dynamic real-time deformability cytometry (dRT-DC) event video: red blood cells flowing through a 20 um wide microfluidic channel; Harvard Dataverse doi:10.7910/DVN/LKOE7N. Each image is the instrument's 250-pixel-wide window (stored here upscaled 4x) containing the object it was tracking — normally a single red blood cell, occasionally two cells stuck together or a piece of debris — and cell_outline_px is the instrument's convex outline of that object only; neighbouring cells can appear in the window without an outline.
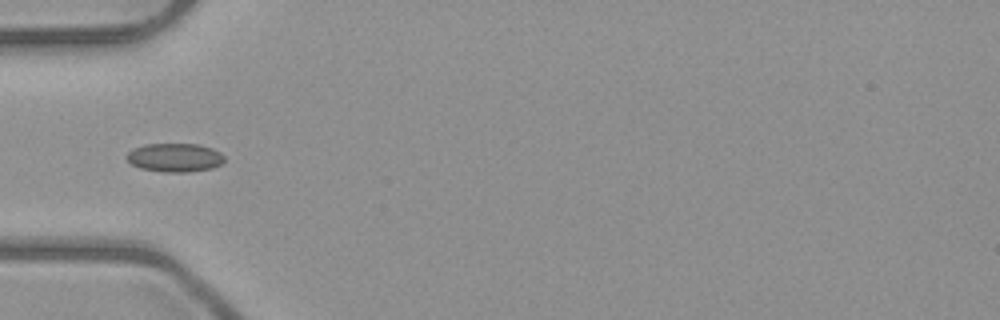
{"species": "common noctule bat (a hibernating species)", "species_latin": "Nyctalus noctula", "temperature_condition": "room temperature", "stored_images_in_passage": 5, "camera_frame_rate_fps": 3000, "um_per_image_px": 0.085, "animal": {"sex": "male", "body_mass_g": 23.1, "forearm_length_mm": 52.7}, "frame": {"image": 1, "passage_image": 4, "time_ms": 4.333, "image_size_px": [1000, 320], "cell_outline_px": [[224, 160], [220, 164], [212, 168], [188, 172], [164, 172], [140, 168], [132, 164], [124, 156], [132, 148], [144, 144], [200, 144], [212, 148], [220, 152], [224, 156]], "centroid_in_image_um": [14.84, 13.38], "position_along_channel_um": 70.2, "area_um2": 16.42}}
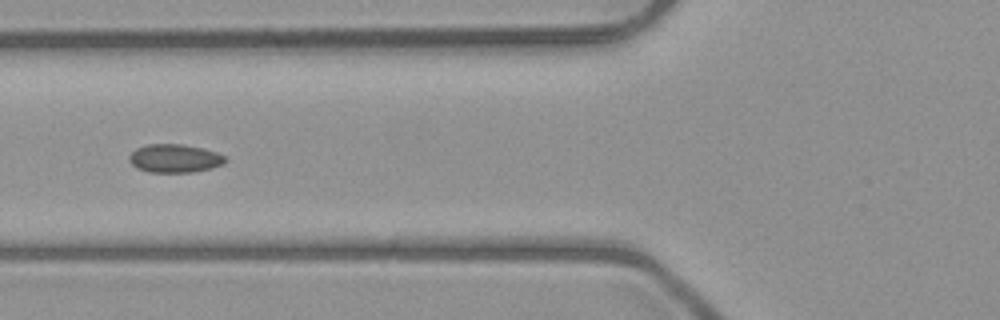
{"frame": {"image": 2, "passage_image": 5, "time_ms": 5.333, "image_size_px": [1000, 320], "cell_outline_px": [[228, 160], [224, 164], [212, 168], [192, 172], [148, 172], [136, 168], [128, 160], [128, 156], [136, 148], [148, 144], [184, 144], [204, 148], [216, 152], [224, 156]], "centroid_in_image_um": [14.85, 13.46], "position_along_channel_um": 111.0, "area_um2": 16.07}}